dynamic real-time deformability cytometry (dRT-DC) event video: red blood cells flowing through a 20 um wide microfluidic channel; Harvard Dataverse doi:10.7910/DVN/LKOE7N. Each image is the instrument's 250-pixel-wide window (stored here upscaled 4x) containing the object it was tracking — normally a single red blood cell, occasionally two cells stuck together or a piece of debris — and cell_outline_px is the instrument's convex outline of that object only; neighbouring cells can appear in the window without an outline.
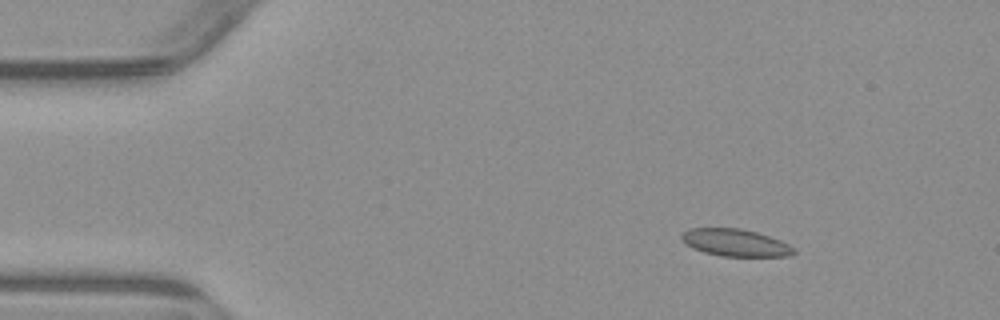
{"species": "common noctule bat (a hibernating species)", "species_latin": "Nyctalus noctula", "temperature_condition": "warm", "stored_images_in_passage": 4, "camera_frame_rate_fps": 3000, "um_per_image_px": 0.085, "animal": {"sex": "male", "body_mass_g": 23.1, "forearm_length_mm": 52.7}, "frame": {"image": 1, "passage_image": 2, "time_ms": 1.333, "image_size_px": [1000, 320], "cell_outline_px": [[796, 252], [792, 256], [720, 256], [704, 252], [692, 248], [684, 244], [680, 240], [680, 236], [688, 228], [740, 228], [756, 232], [780, 240], [796, 248]], "centroid_in_image_um": [62.48, 20.63], "position_along_channel_um": 22.5, "area_um2": 17.98}}